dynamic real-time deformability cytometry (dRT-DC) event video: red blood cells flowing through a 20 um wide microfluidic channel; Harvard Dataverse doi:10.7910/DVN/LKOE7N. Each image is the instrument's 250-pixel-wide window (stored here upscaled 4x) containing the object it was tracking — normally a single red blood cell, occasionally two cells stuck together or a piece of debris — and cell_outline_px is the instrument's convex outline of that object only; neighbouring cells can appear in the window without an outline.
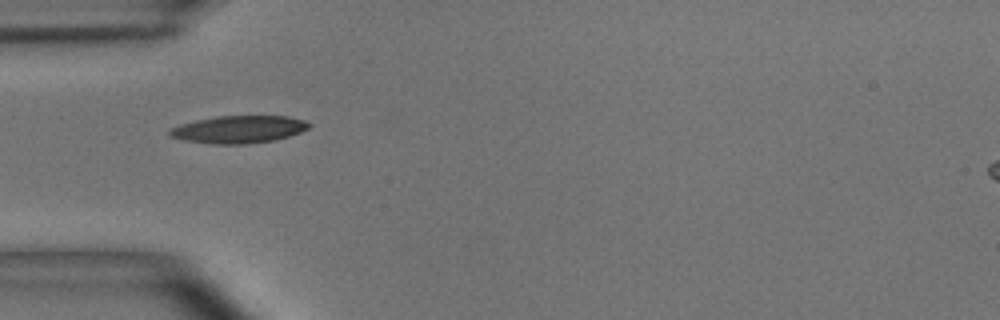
{"species": "common noctule bat (a hibernating species)", "species_latin": "Nyctalus noctula", "temperature_condition": "room temperature", "stored_images_in_passage": 33, "camera_frame_rate_fps": 3000, "um_per_image_px": 0.085, "animal": {"sex": "male", "body_mass_g": 15.6}, "frame": {"image": 1, "passage_image": 1, "time_ms": 0.0, "image_size_px": [1000, 320], "cell_outline_px": [[312, 124], [308, 128], [300, 132], [288, 136], [272, 140], [248, 144], [212, 144], [184, 140], [168, 136], [168, 132], [172, 128], [180, 124], [196, 120], [216, 116], [288, 116], [304, 120]], "centroid_in_image_um": [20.28, 10.99], "position_along_channel_um": 64.7, "area_um2": 22.25}, "authors_computed_cell_mechanics": {"area_um2": 21.097, "velocity_mm_per_s": 3.6447, "shape_relaxation_time_tau1_ms": 5.2563, "shape_relaxation_time_tau2_ms": 3.564, "deformation_change_tau1": 0.1566, "deformation_change_tau2": 0.0969}}